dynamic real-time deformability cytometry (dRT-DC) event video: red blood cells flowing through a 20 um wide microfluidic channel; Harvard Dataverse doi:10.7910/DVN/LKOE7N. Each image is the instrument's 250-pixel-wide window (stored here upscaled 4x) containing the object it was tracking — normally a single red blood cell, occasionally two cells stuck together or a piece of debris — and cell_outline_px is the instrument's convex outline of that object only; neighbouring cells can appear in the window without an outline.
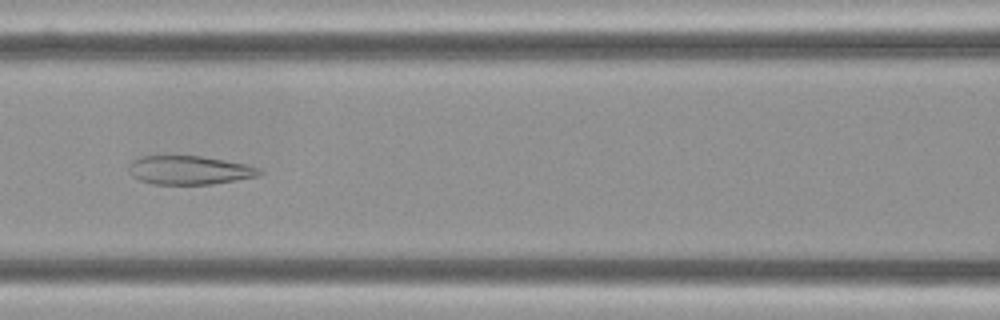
{"species": "Egyptian fruit bat (a non-hibernating species)", "species_latin": "Rousettus aegyptiacus", "temperature_condition": "cold", "stored_images_in_passage": 34, "camera_frame_rate_fps": 3000, "um_per_image_px": 0.085, "frame": {"image": 1, "passage_image": 10, "time_ms": 3.0, "image_size_px": [1000, 320], "cell_outline_px": [[264, 172], [256, 176], [212, 184], [152, 184], [140, 180], [132, 176], [128, 168], [128, 164], [132, 160], [140, 156], [200, 156], [244, 164], [260, 168]], "centroid_in_image_um": [16.04, 14.46], "position_along_channel_um": 150.6, "area_um2": 21.68}}
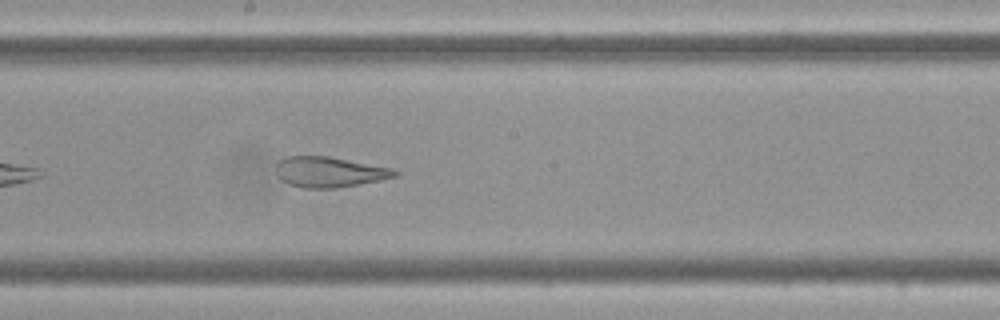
{"frame": {"image": 2, "passage_image": 16, "time_ms": 5.0, "image_size_px": [1000, 320], "cell_outline_px": [[400, 172], [396, 176], [380, 180], [336, 188], [304, 188], [288, 184], [280, 180], [276, 172], [276, 164], [284, 156], [328, 156], [396, 168]], "centroid_in_image_um": [28.0, 14.61], "position_along_channel_um": 220.2, "area_um2": 21.33}}
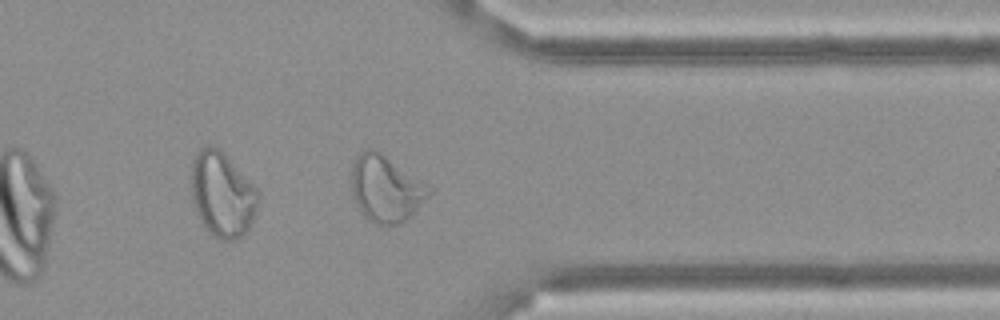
{"frame": {"image": 3, "passage_image": 30, "time_ms": 9.667, "image_size_px": [1000, 320], "cell_outline_px": [[436, 188], [400, 224], [376, 224], [368, 220], [364, 216], [356, 200], [352, 188], [352, 164], [356, 156], [364, 148], [372, 148], [380, 152]], "centroid_in_image_um": [32.82, 15.99], "position_along_channel_um": 378.6, "area_um2": 29.77}, "authors_computed_cell_mechanics": {"area_um2": 23.1778, "velocity_mm_per_s": 3.4907, "shape_relaxation_time_tau1_ms": null, "shape_relaxation_time_tau2_ms": 2.2743, "deformation_change_tau1": null, "deformation_change_tau2": 0.1005}}